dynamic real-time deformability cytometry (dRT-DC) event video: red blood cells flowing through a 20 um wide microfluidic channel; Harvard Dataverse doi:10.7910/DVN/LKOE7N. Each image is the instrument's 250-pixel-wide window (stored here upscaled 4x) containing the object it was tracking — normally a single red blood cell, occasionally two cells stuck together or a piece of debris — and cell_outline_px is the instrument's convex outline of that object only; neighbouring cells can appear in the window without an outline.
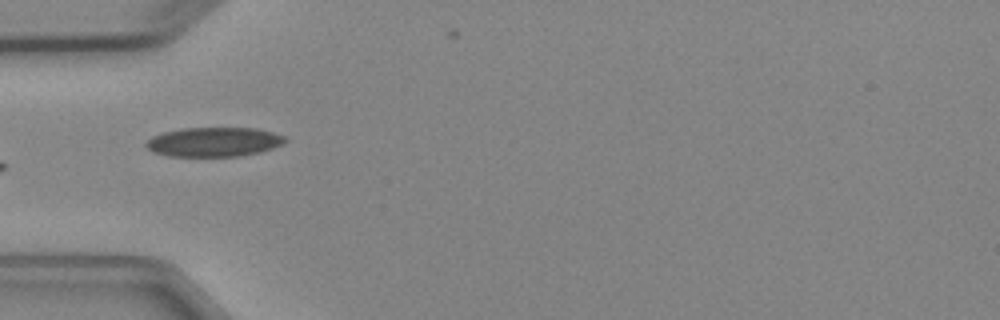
{"species": "Egyptian fruit bat (a non-hibernating species)", "species_latin": "Rousettus aegyptiacus", "temperature_condition": "cold", "stored_images_in_passage": 7, "camera_frame_rate_fps": 3000, "um_per_image_px": 0.085, "animal": {"sex": "female"}, "frame": {"image": 1, "passage_image": 5, "time_ms": 4.667, "image_size_px": [1000, 320], "cell_outline_px": [[288, 140], [284, 144], [260, 152], [240, 156], [168, 156], [152, 152], [144, 144], [152, 136], [164, 132], [180, 128], [256, 128], [272, 132], [284, 136]], "centroid_in_image_um": [18.18, 12.06], "position_along_channel_um": 66.8, "area_um2": 23.87}}